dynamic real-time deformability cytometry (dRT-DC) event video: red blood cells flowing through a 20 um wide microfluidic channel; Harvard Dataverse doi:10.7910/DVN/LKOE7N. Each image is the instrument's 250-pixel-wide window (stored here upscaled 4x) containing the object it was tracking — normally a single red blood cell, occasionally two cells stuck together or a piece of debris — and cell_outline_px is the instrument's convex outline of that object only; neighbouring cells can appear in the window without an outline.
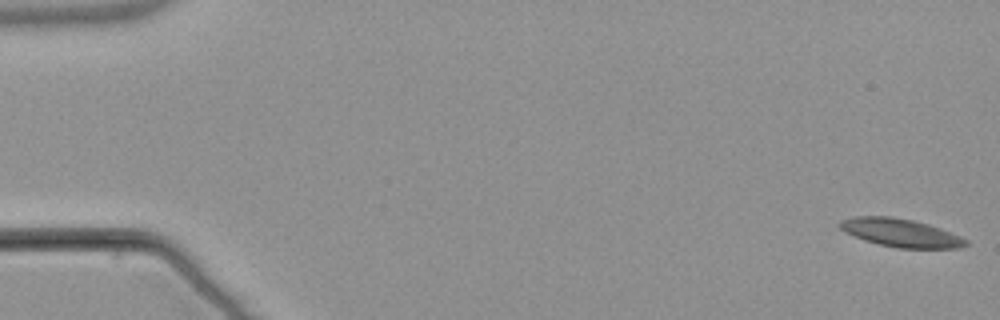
{"species": "common noctule bat (a hibernating species)", "species_latin": "Nyctalus noctula", "temperature_condition": "warm", "stored_images_in_passage": 57, "segment_of_instrument_passage": [1, 2], "camera_frame_rate_fps": 3000, "um_per_image_px": 0.085, "animal": {"sex": "male", "body_mass_g": 21.5, "forearm_length_mm": 52.0}, "frame": {"image": 1, "passage_image": 1, "time_ms": 0.0, "image_size_px": [1000, 320], "cell_outline_px": [[968, 244], [960, 248], [896, 248], [864, 240], [844, 232], [836, 224], [840, 220], [856, 216], [892, 216], [912, 220], [928, 224], [940, 228], [960, 236], [968, 240]], "centroid_in_image_um": [76.53, 19.78], "position_along_channel_um": 8.5, "area_um2": 20.75}}
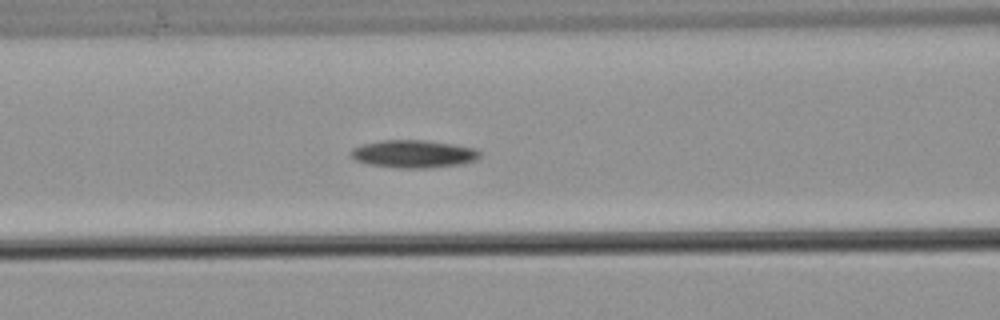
{"frame": {"image": 2, "passage_image": 24, "time_ms": 7.667, "image_size_px": [1000, 320], "cell_outline_px": [[480, 156], [476, 160], [460, 164], [428, 168], [400, 168], [368, 164], [356, 160], [348, 152], [352, 148], [364, 144], [384, 140], [424, 140], [452, 144], [476, 148], [480, 152]], "centroid_in_image_um": [35.15, 13.08], "position_along_channel_um": 131.4, "area_um2": 20.75}}
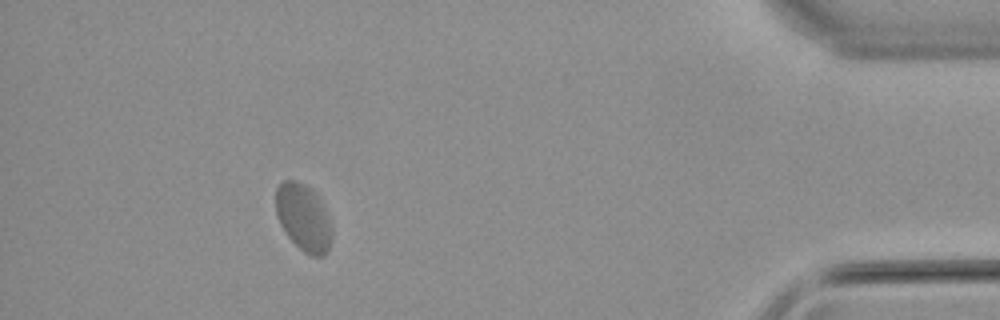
{"frame": {"image": 3, "passage_image": 51, "time_ms": 16.667, "image_size_px": [1000, 320], "cell_outline_px": [[332, 240], [328, 252], [324, 256], [312, 256], [304, 252], [288, 236], [280, 224], [276, 212], [276, 188], [284, 180], [296, 180], [312, 188], [320, 200], [332, 224]], "centroid_in_image_um": [25.82, 18.5], "position_along_channel_um": 409.4, "area_um2": 22.02}}